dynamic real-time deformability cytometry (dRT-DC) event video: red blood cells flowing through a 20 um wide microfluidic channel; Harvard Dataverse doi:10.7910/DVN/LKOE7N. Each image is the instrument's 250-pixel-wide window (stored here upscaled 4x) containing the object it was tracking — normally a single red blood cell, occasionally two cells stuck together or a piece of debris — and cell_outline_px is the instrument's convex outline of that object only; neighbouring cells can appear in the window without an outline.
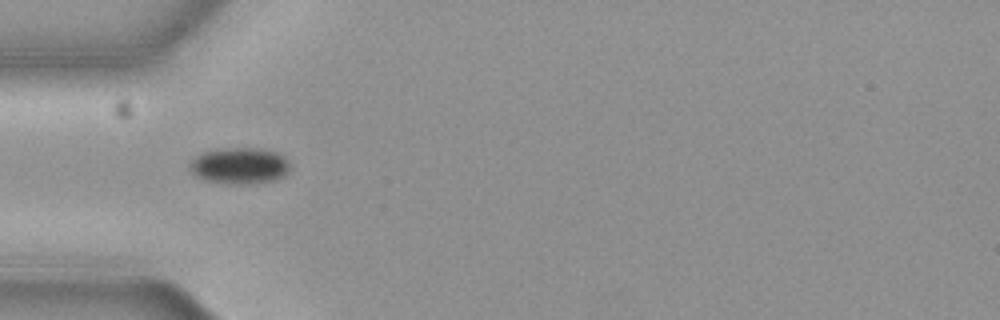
{"species": "common noctule bat (a hibernating species)", "species_latin": "Nyctalus noctula", "temperature_condition": "cold", "stored_images_in_passage": 38, "camera_frame_rate_fps": 3000, "um_per_image_px": 0.085, "animal": {"sex": "female", "body_mass_g": 19.3, "forearm_length_mm": 54.1}, "frame": {"image": 1, "passage_image": 1, "time_ms": 0.0, "image_size_px": [1000, 320], "cell_outline_px": [[288, 172], [284, 176], [276, 180], [252, 184], [228, 184], [204, 180], [196, 176], [188, 168], [188, 164], [196, 156], [204, 152], [216, 148], [256, 148], [276, 152], [284, 156], [288, 164]], "centroid_in_image_um": [20.33, 14.1], "position_along_channel_um": 64.7, "area_um2": 21.44}}
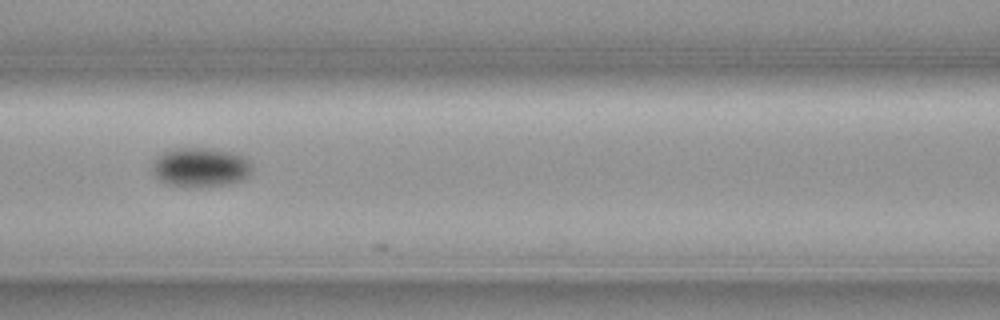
{"frame": {"image": 2, "passage_image": 8, "time_ms": 2.333, "image_size_px": [1000, 320], "cell_outline_px": [[252, 172], [244, 180], [232, 184], [200, 188], [168, 184], [160, 180], [152, 172], [152, 164], [156, 156], [164, 152], [176, 148], [208, 148], [232, 152], [244, 156], [252, 164]], "centroid_in_image_um": [17.08, 14.24], "position_along_channel_um": 149.5, "area_um2": 23.29}}
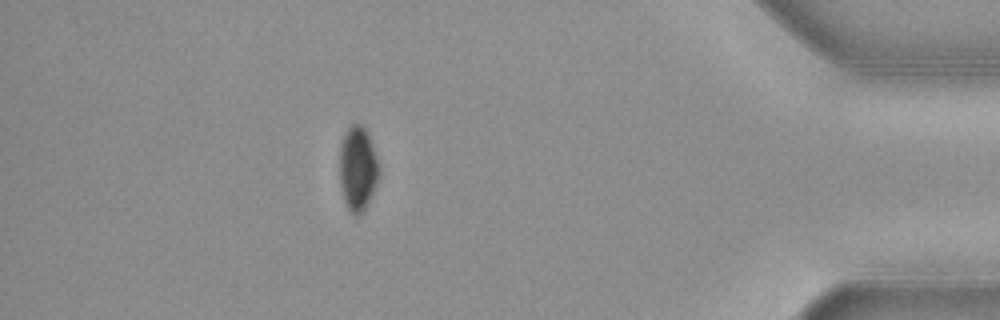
{"frame": {"image": 3, "passage_image": 33, "time_ms": 10.667, "image_size_px": [1000, 320], "cell_outline_px": [[376, 180], [372, 192], [364, 208], [360, 212], [352, 212], [348, 208], [340, 184], [340, 148], [344, 132], [352, 124], [360, 124], [364, 128], [368, 136], [376, 160]], "centroid_in_image_um": [30.35, 14.26], "position_along_channel_um": 404.9, "area_um2": 18.03}}